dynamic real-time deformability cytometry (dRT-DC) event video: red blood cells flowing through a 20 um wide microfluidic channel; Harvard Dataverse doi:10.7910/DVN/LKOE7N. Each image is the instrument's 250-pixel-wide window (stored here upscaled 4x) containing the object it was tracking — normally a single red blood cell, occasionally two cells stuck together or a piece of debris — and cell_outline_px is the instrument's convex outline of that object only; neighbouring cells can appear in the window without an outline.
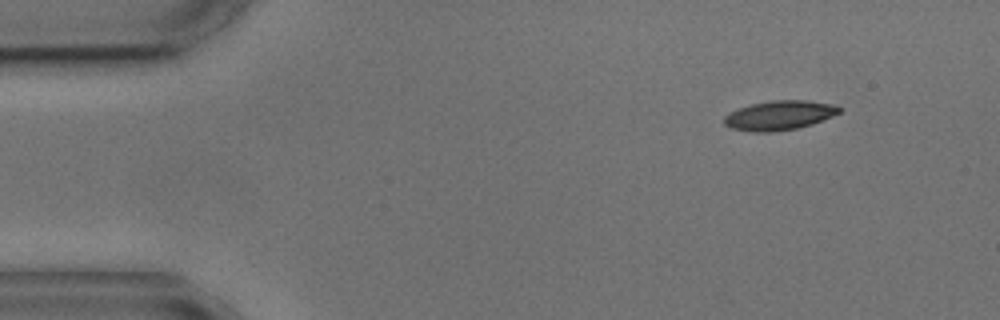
{"species": "common noctule bat (a hibernating species)", "species_latin": "Nyctalus noctula", "temperature_condition": "cold", "stored_images_in_passage": 7, "camera_frame_rate_fps": 3000, "um_per_image_px": 0.085, "animal": {"sex": "male", "body_mass_g": 17.9, "forearm_length_mm": 54.2}, "frame": {"image": 1, "passage_image": 1, "time_ms": 0.0, "image_size_px": [1000, 320], "cell_outline_px": [[840, 112], [832, 116], [812, 124], [796, 128], [772, 132], [752, 132], [732, 128], [724, 124], [724, 116], [728, 112], [752, 104], [772, 100], [808, 100], [836, 104], [840, 108]], "centroid_in_image_um": [66.25, 9.8], "position_along_channel_um": 18.8, "area_um2": 19.71}}
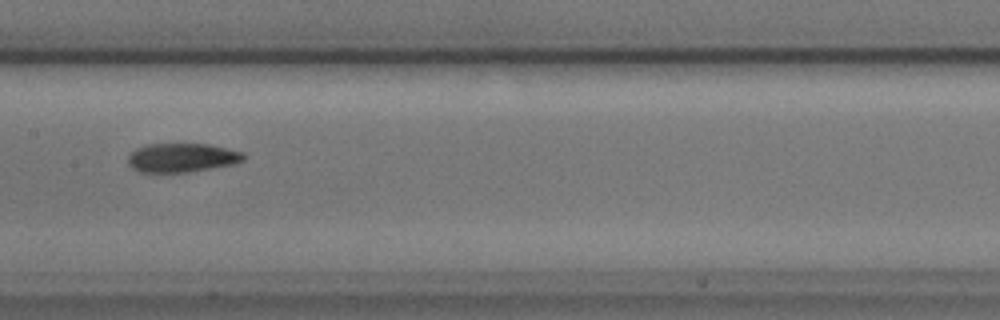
{"frame": {"image": 2, "passage_image": 7, "time_ms": 7.0, "image_size_px": [1000, 320], "cell_outline_px": [[244, 160], [232, 164], [188, 172], [140, 172], [132, 168], [128, 164], [128, 156], [136, 148], [148, 144], [208, 144], [244, 152]], "centroid_in_image_um": [15.44, 13.4], "position_along_channel_um": 192.0, "area_um2": 19.36}}